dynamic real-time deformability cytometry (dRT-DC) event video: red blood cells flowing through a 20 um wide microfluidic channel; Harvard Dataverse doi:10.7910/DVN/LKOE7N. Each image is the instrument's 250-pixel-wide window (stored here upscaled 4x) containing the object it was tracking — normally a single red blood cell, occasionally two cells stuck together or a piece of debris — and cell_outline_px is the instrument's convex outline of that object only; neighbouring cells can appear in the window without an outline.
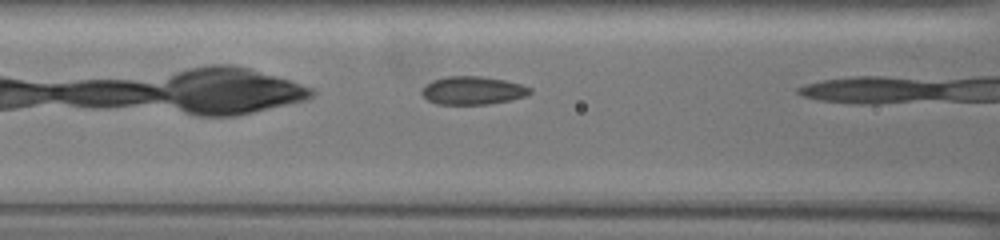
{"species": "common noctule bat (a hibernating species)", "species_latin": "Nyctalus noctula", "temperature_condition": "warm", "stored_images_in_passage": 20, "camera_frame_rate_fps": 3000, "um_per_image_px": 0.085, "animal": {"sex": "female", "body_mass_g": 19.5, "forearm_length_mm": 54.1}, "frame": {"image": 1, "passage_image": 6, "time_ms": 1.667, "image_size_px": [1000, 240], "cell_outline_px": [[532, 92], [524, 96], [508, 100], [488, 104], [436, 104], [428, 100], [420, 92], [432, 80], [444, 76], [480, 76], [504, 80], [520, 84], [532, 88]], "centroid_in_image_um": [40.16, 7.68], "position_along_channel_um": 126.4, "area_um2": 17.57}}
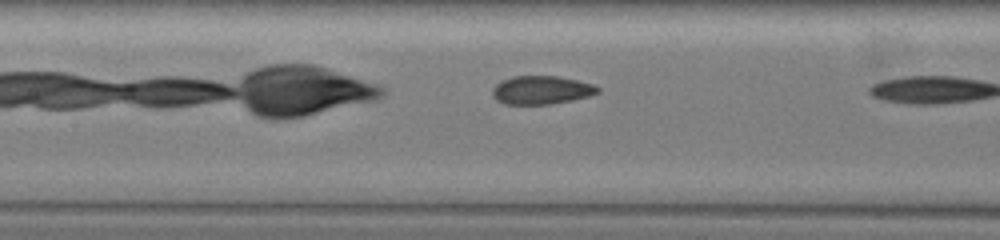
{"frame": {"image": 2, "passage_image": 9, "time_ms": 2.667, "image_size_px": [1000, 240], "cell_outline_px": [[600, 92], [588, 96], [572, 100], [548, 104], [504, 104], [496, 100], [492, 96], [492, 88], [496, 84], [512, 76], [556, 76], [576, 80], [592, 84], [600, 88]], "centroid_in_image_um": [45.99, 7.66], "position_along_channel_um": 161.4, "area_um2": 17.34}}